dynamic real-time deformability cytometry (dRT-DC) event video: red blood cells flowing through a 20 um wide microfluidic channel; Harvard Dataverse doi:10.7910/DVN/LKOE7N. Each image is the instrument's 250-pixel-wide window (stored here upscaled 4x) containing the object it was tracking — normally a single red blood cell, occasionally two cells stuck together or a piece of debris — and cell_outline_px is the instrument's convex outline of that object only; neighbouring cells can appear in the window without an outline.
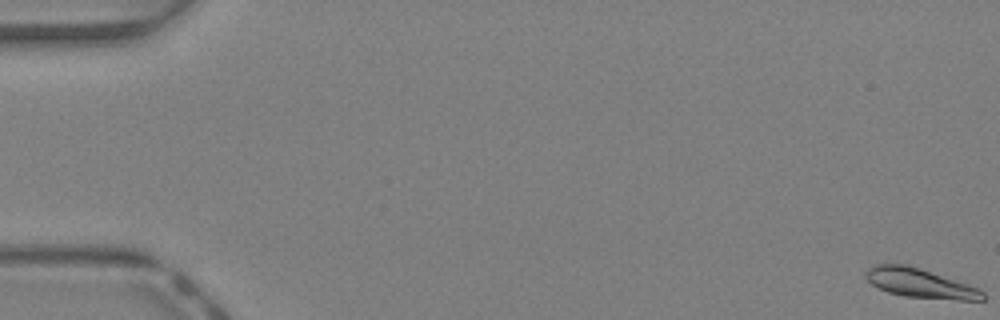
{"species": "Egyptian fruit bat (a non-hibernating species)", "species_latin": "Rousettus aegyptiacus", "temperature_condition": "warm", "stored_images_in_passage": 46, "camera_frame_rate_fps": 3000, "um_per_image_px": 0.085, "animal": {"sex": "female"}, "frame": {"image": 1, "passage_image": 1, "time_ms": 0.0, "image_size_px": [1000, 320], "cell_outline_px": [[984, 300], [956, 300], [904, 296], [888, 292], [872, 284], [864, 276], [864, 272], [868, 268], [876, 264], [908, 264], [980, 288], [984, 292]], "centroid_in_image_um": [78.21, 24.07], "position_along_channel_um": 6.8, "area_um2": 19.94}}
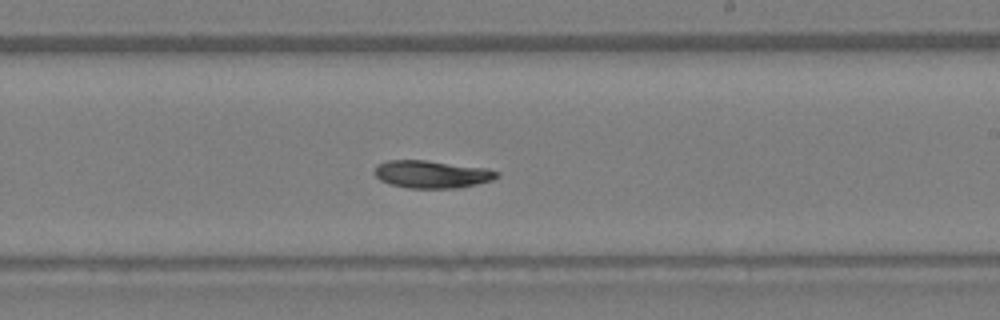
{"frame": {"image": 2, "passage_image": 28, "time_ms": 9.0, "image_size_px": [1000, 320], "cell_outline_px": [[500, 176], [492, 180], [476, 184], [456, 188], [408, 188], [388, 184], [380, 180], [372, 172], [376, 164], [388, 160], [424, 160], [488, 168], [500, 172]], "centroid_in_image_um": [36.68, 14.81], "position_along_channel_um": 252.3, "area_um2": 19.88}}
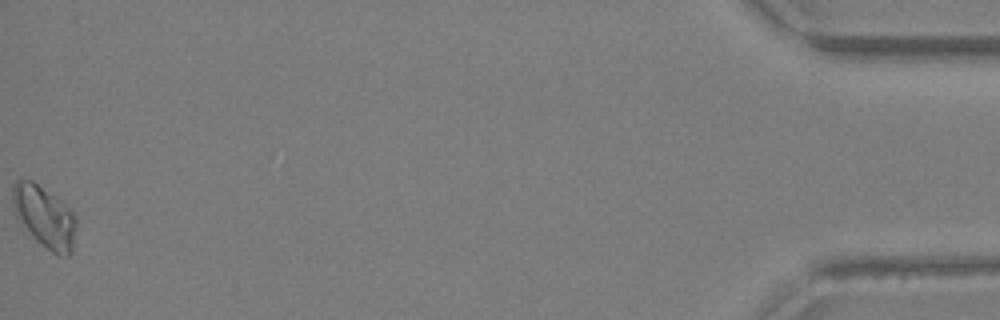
{"frame": {"image": 3, "passage_image": 46, "time_ms": 15.0, "image_size_px": [1000, 320], "cell_outline_px": [[76, 228], [72, 252], [68, 256], [56, 256], [36, 240], [16, 216], [12, 208], [12, 184], [16, 180], [32, 180], [60, 200], [76, 216]], "centroid_in_image_um": [3.78, 18.44], "position_along_channel_um": 431.4, "area_um2": 22.83}, "authors_computed_cell_mechanics": {"area_um2": 20.1144, "velocity_mm_per_s": 4.6377, "shape_relaxation_time_tau1_ms": 7.0939, "shape_relaxation_time_tau2_ms": null, "deformation_change_tau1": 0.1582, "deformation_change_tau2": null}}